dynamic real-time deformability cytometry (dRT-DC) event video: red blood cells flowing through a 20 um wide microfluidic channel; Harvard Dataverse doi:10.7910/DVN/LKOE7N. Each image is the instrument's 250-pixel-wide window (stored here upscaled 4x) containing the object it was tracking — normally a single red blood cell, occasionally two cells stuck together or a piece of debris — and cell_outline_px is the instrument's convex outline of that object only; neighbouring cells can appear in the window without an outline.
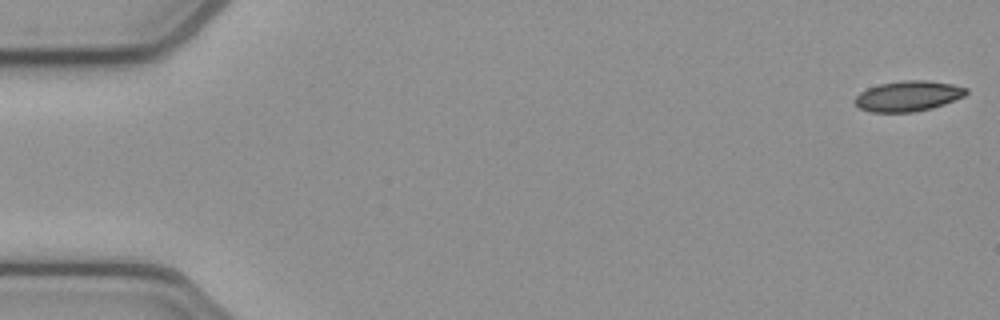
{"species": "common noctule bat (a hibernating species)", "species_latin": "Nyctalus noctula", "temperature_condition": "cold", "stored_images_in_passage": 52, "camera_frame_rate_fps": 3000, "um_per_image_px": 0.085, "animal": {"sex": "female", "body_mass_g": 21.9}, "frame": {"image": 1, "passage_image": 1, "time_ms": 0.0, "image_size_px": [1000, 320], "cell_outline_px": [[968, 92], [964, 96], [944, 104], [932, 108], [912, 112], [872, 112], [860, 108], [852, 100], [860, 92], [868, 88], [880, 84], [900, 80], [928, 80], [952, 84], [968, 88]], "centroid_in_image_um": [77.19, 8.16], "position_along_channel_um": 7.8, "area_um2": 19.77}}
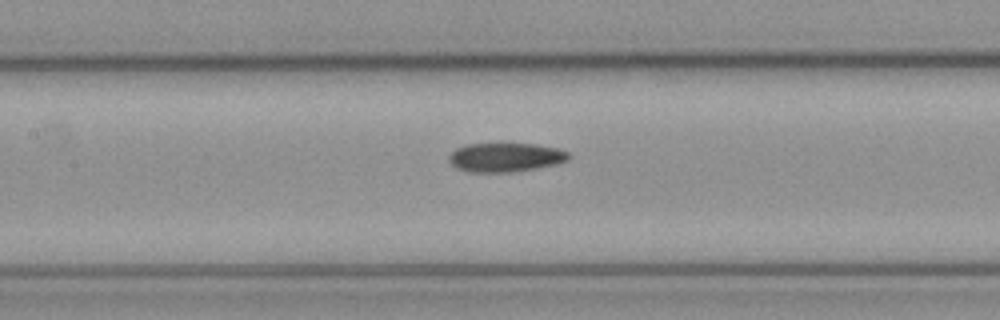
{"frame": {"image": 2, "passage_image": 24, "time_ms": 7.667, "image_size_px": [1000, 320], "cell_outline_px": [[572, 156], [568, 160], [556, 164], [536, 168], [512, 172], [468, 172], [456, 168], [448, 160], [448, 156], [456, 148], [468, 144], [536, 144], [556, 148], [568, 152]], "centroid_in_image_um": [42.96, 13.38], "position_along_channel_um": 164.4, "area_um2": 20.23}}
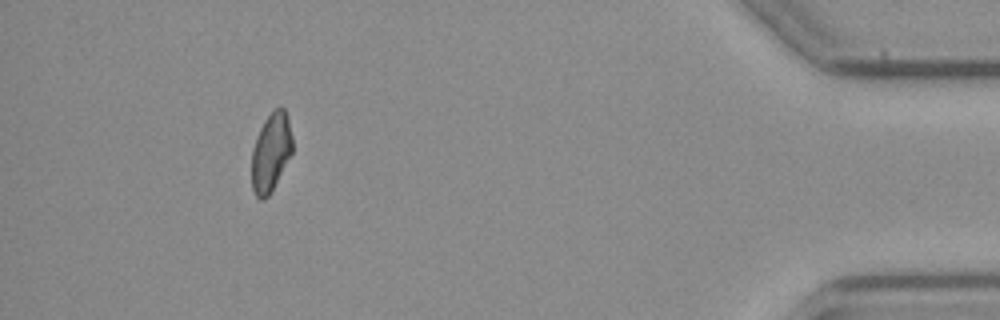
{"frame": {"image": 3, "passage_image": 48, "time_ms": 15.667, "image_size_px": [1000, 320], "cell_outline_px": [[292, 152], [268, 196], [264, 200], [260, 200], [256, 196], [252, 188], [252, 148], [256, 136], [264, 120], [272, 108], [280, 104], [284, 108], [288, 116], [292, 136]], "centroid_in_image_um": [23.02, 12.86], "position_along_channel_um": 412.2, "area_um2": 18.79}}